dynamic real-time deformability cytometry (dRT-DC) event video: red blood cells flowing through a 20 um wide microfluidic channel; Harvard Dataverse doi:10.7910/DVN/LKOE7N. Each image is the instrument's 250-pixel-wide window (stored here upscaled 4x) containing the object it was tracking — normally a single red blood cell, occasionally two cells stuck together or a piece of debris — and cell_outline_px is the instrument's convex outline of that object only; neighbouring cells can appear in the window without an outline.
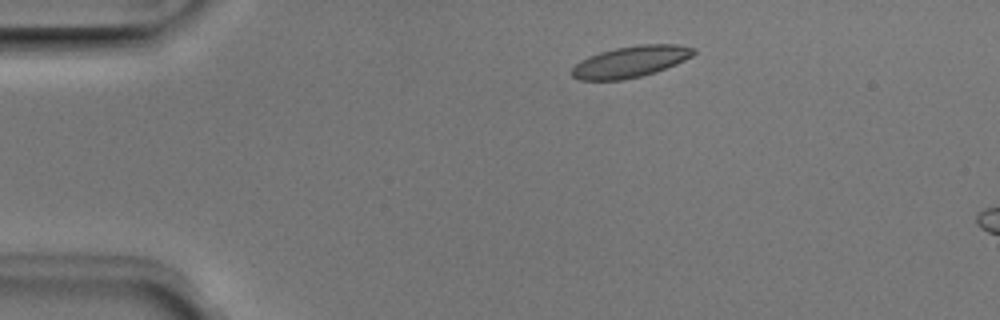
{"species": "Egyptian fruit bat (a non-hibernating species)", "species_latin": "Rousettus aegyptiacus", "temperature_condition": "room temperature", "stored_images_in_passage": 4, "camera_frame_rate_fps": 3000, "um_per_image_px": 0.085, "animal": {"sex": "male"}, "frame": {"image": 1, "passage_image": 2, "time_ms": 0.333, "image_size_px": [1000, 320], "cell_outline_px": [[696, 52], [692, 56], [676, 64], [656, 72], [624, 80], [580, 80], [572, 76], [572, 68], [580, 60], [588, 56], [600, 52], [616, 48], [640, 44], [676, 44], [696, 48]], "centroid_in_image_um": [53.61, 5.24], "position_along_channel_um": 31.4, "area_um2": 22.25}}